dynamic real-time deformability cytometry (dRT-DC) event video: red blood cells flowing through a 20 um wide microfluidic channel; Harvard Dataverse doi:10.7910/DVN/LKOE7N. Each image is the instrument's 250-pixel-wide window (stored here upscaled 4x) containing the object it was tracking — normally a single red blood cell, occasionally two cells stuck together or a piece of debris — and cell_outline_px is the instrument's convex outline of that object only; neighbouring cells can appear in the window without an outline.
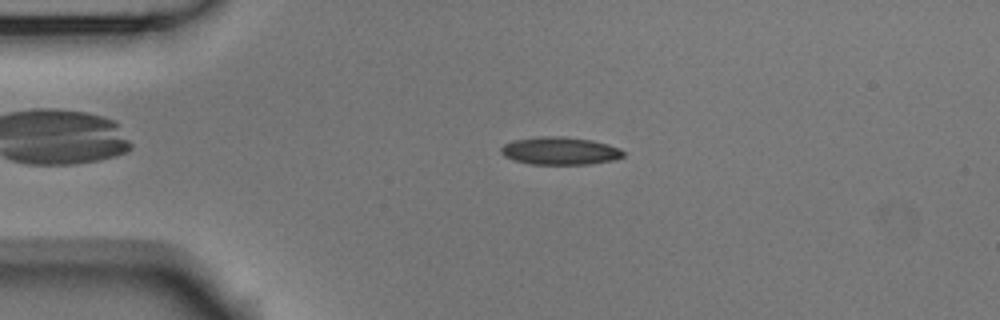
{"species": "Egyptian fruit bat (a non-hibernating species)", "species_latin": "Rousettus aegyptiacus", "temperature_condition": "room temperature", "stored_images_in_passage": 53, "camera_frame_rate_fps": 3000, "um_per_image_px": 0.085, "animal": {"sex": "male"}, "frame": {"image": 1, "passage_image": 11, "time_ms": 3.333, "image_size_px": [1000, 320], "cell_outline_px": [[624, 156], [612, 160], [588, 164], [528, 164], [504, 156], [500, 152], [500, 148], [504, 144], [512, 140], [540, 136], [564, 136], [592, 140], [608, 144], [620, 148], [624, 152]], "centroid_in_image_um": [47.58, 12.81], "position_along_channel_um": 37.4, "area_um2": 19.83}}
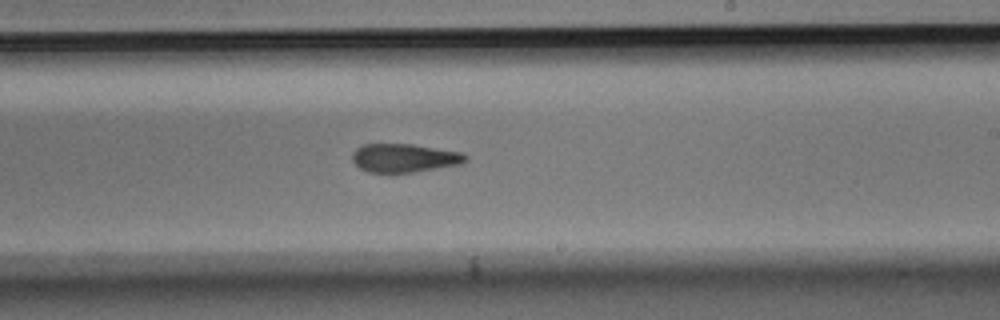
{"frame": {"image": 2, "passage_image": 31, "time_ms": 10.0, "image_size_px": [1000, 320], "cell_outline_px": [[468, 160], [460, 164], [412, 172], [368, 172], [360, 168], [352, 160], [352, 152], [356, 148], [364, 144], [412, 144], [460, 152], [468, 156]], "centroid_in_image_um": [34.35, 13.42], "position_along_channel_um": 254.7, "area_um2": 18.67}}
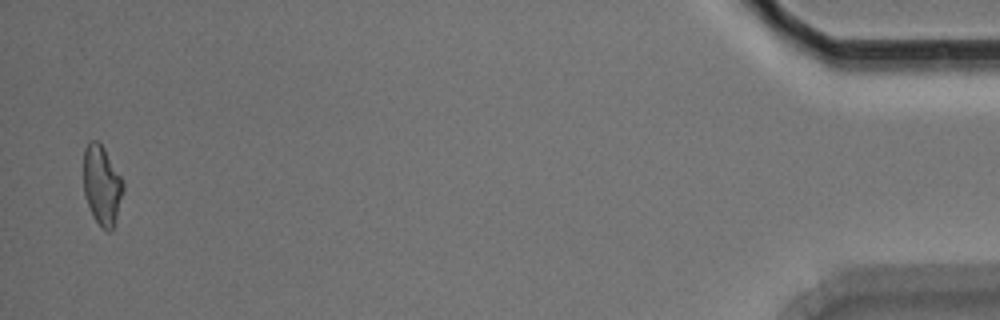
{"frame": {"image": 3, "passage_image": 52, "time_ms": 17.0, "image_size_px": [1000, 320], "cell_outline_px": [[124, 192], [112, 232], [108, 232], [92, 216], [84, 192], [84, 148], [88, 140], [96, 140], [104, 148], [120, 176], [124, 184]], "centroid_in_image_um": [8.67, 15.74], "position_along_channel_um": 426.5, "area_um2": 18.26}, "authors_computed_cell_mechanics": {"area_um2": 19.3052, "velocity_mm_per_s": 3.724, "shape_relaxation_time_tau1_ms": 4.7532, "shape_relaxation_time_tau2_ms": 2.76, "deformation_change_tau1": 0.1519, "deformation_change_tau2": 0.1054}}